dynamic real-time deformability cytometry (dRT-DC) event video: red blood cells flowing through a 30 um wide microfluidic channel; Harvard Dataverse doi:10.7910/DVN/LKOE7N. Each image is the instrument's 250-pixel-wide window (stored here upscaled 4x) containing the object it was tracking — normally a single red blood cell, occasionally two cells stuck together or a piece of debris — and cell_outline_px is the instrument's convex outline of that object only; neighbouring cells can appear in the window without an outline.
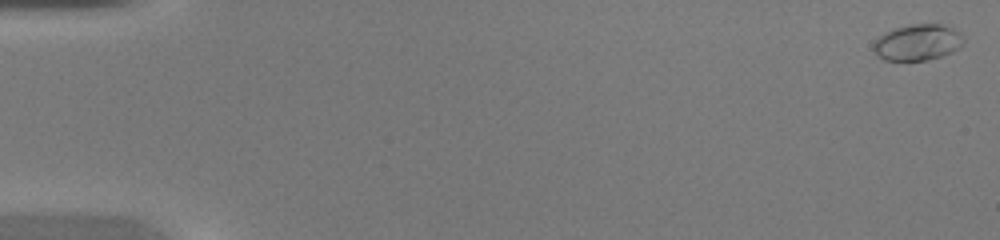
{"species": "common noctule bat (a hibernating species)", "species_latin": "Nyctalus noctula", "temperature_condition": "warm", "stored_images_in_passage": 48, "camera_frame_rate_fps": 3000, "um_per_image_px": 0.085, "animal": {"sex": "female", "body_mass_g": 20.0, "forearm_length_mm": 54.0}, "frame": {"image": 1, "passage_image": 1, "time_ms": 0.0, "image_size_px": [1000, 240], "cell_outline_px": [[964, 44], [952, 52], [928, 60], [884, 60], [872, 48], [872, 44], [884, 32], [892, 28], [908, 24], [940, 24], [952, 28], [960, 32], [964, 36]], "centroid_in_image_um": [78.01, 3.59], "position_along_channel_um": 7.0, "area_um2": 19.07}}
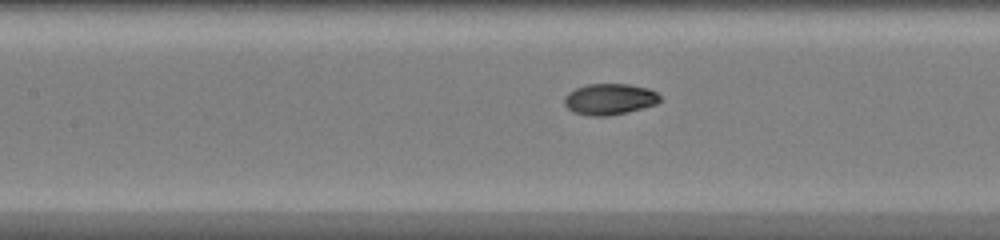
{"frame": {"image": 2, "passage_image": 23, "time_ms": 7.333, "image_size_px": [1000, 240], "cell_outline_px": [[660, 100], [656, 104], [628, 112], [608, 116], [592, 116], [572, 112], [564, 104], [564, 96], [568, 92], [576, 88], [588, 84], [628, 84], [648, 88], [656, 92], [660, 96]], "centroid_in_image_um": [51.79, 8.43], "position_along_channel_um": 155.6, "area_um2": 17.4}}
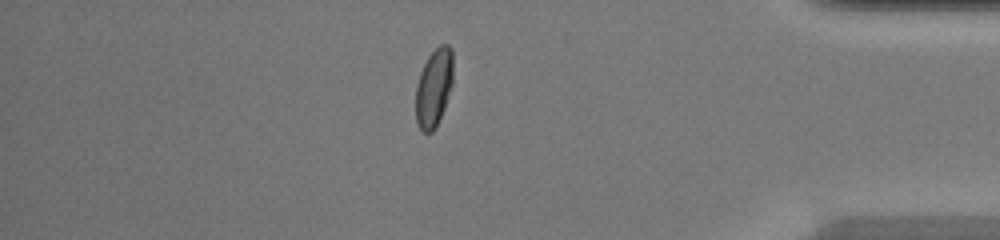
{"frame": {"image": 3, "passage_image": 42, "time_ms": 13.667, "image_size_px": [1000, 240], "cell_outline_px": [[452, 84], [444, 108], [436, 128], [432, 132], [424, 132], [420, 128], [416, 120], [416, 84], [420, 72], [428, 56], [440, 44], [448, 44], [452, 48]], "centroid_in_image_um": [36.87, 7.44], "position_along_channel_um": 398.3, "area_um2": 16.94}, "authors_computed_cell_mechanics": {"area_um2": 17.3111, "velocity_mm_per_s": 4.3264, "shape_relaxation_time_tau1_ms": 4.4238, "shape_relaxation_time_tau2_ms": null, "deformation_change_tau1": 0.1833, "deformation_change_tau2": null}}